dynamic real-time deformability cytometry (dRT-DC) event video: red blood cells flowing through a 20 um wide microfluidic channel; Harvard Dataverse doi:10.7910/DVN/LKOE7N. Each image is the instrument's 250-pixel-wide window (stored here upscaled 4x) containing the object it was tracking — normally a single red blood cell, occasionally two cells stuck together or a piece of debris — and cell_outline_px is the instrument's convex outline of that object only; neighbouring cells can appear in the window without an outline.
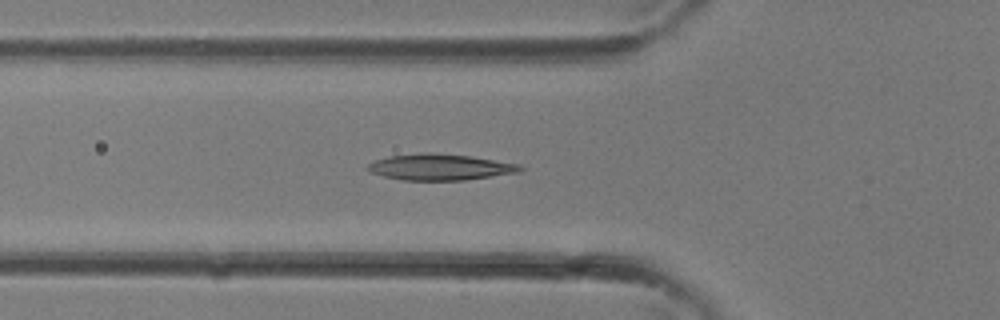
{"species": "common noctule bat (a hibernating species)", "species_latin": "Nyctalus noctula", "temperature_condition": "room temperature", "stored_images_in_passage": 34, "camera_frame_rate_fps": 3000, "um_per_image_px": 0.085, "animal": {"sex": "female"}, "frame": {"image": 1, "passage_image": 12, "time_ms": 3.667, "image_size_px": [1000, 320], "cell_outline_px": [[524, 168], [520, 172], [464, 180], [404, 180], [384, 176], [372, 172], [364, 168], [372, 160], [388, 156], [424, 152], [432, 152], [472, 156], [520, 164]], "centroid_in_image_um": [37.39, 14.19], "position_along_channel_um": 88.4, "area_um2": 23.41}}
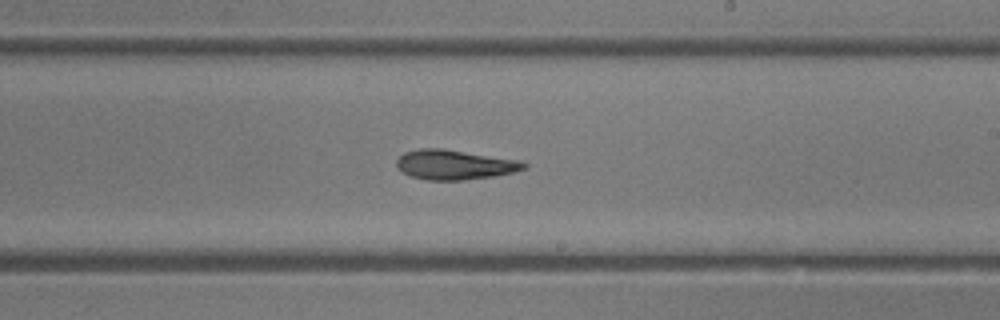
{"frame": {"image": 2, "passage_image": 20, "time_ms": 6.333, "image_size_px": [1000, 320], "cell_outline_px": [[528, 168], [512, 172], [492, 176], [464, 180], [428, 180], [408, 176], [396, 164], [396, 160], [404, 152], [420, 148], [444, 148], [520, 160], [528, 164]], "centroid_in_image_um": [38.65, 13.99], "position_along_channel_um": 250.4, "area_um2": 22.14}}
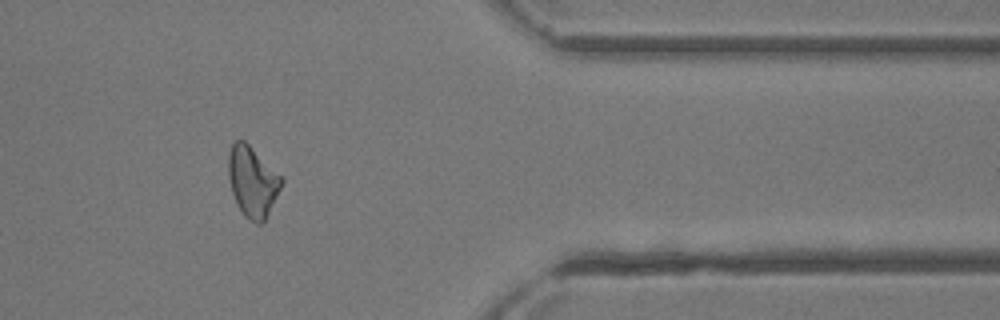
{"frame": {"image": 3, "passage_image": 28, "time_ms": 9.0, "image_size_px": [1000, 320], "cell_outline_px": [[284, 180], [264, 220], [260, 224], [256, 224], [248, 220], [244, 216], [236, 204], [232, 192], [228, 176], [228, 152], [232, 144], [236, 140], [244, 140], [284, 176]], "centroid_in_image_um": [21.46, 15.41], "position_along_channel_um": 389.9, "area_um2": 21.96}}